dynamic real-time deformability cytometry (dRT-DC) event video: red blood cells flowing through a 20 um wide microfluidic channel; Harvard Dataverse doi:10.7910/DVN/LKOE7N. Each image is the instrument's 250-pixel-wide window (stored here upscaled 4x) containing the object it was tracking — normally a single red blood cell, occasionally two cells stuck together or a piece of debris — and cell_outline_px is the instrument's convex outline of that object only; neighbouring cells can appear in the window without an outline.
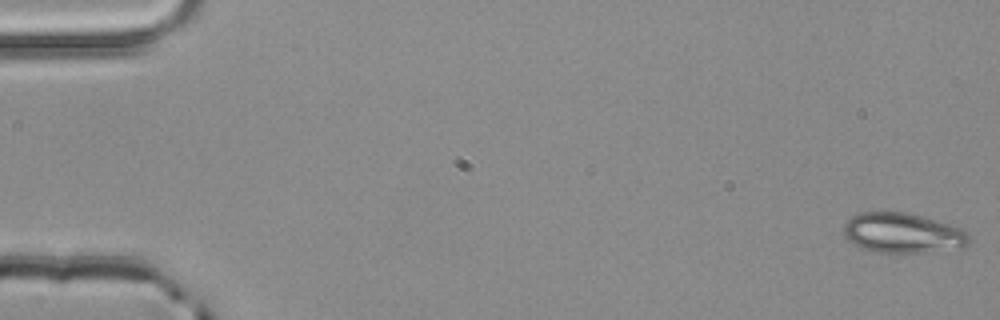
{"species": "common noctule bat (a hibernating species)", "species_latin": "Nyctalus noctula", "temperature_condition": "room temperature", "stored_images_in_passage": 5, "segment_of_instrument_passage": [1, 2], "camera_frame_rate_fps": 3000, "um_per_image_px": 0.085, "animal": {"sex": "male", "body_mass_g": 20.4}, "frame": {"image": 1, "passage_image": 1, "time_ms": 0.0, "image_size_px": [1000, 320], "cell_outline_px": [[968, 244], [960, 248], [924, 252], [876, 252], [864, 248], [848, 240], [844, 236], [844, 224], [852, 216], [860, 212], [904, 212], [920, 216], [948, 224], [960, 228], [968, 232]], "centroid_in_image_um": [76.71, 19.8], "position_along_channel_um": 8.3, "area_um2": 28.78}}